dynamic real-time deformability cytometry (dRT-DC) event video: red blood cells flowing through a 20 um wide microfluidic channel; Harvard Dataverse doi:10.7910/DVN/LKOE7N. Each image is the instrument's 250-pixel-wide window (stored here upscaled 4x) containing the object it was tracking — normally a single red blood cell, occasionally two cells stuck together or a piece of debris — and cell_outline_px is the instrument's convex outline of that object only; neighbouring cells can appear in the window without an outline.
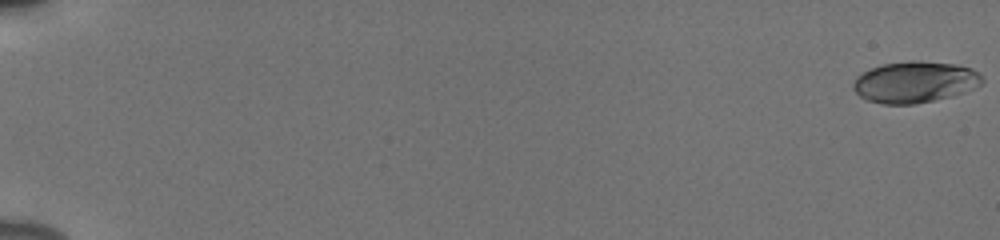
{"species": "human", "species_latin": "Homo sapiens", "temperature_condition": "cold", "stored_images_in_passage": 56, "camera_frame_rate_fps": 3000, "um_per_image_px": 0.085, "donor": {"sex": "male"}, "frame": {"image": 1, "passage_image": 1, "time_ms": 0.0, "image_size_px": [1000, 240], "cell_outline_px": [[984, 80], [980, 84], [964, 92], [952, 96], [916, 104], [884, 104], [864, 100], [852, 88], [852, 84], [856, 76], [872, 68], [884, 64], [908, 60], [920, 60], [956, 64], [972, 68], [980, 72], [984, 76]], "centroid_in_image_um": [77.77, 6.96], "position_along_channel_um": 7.2, "area_um2": 31.39}}
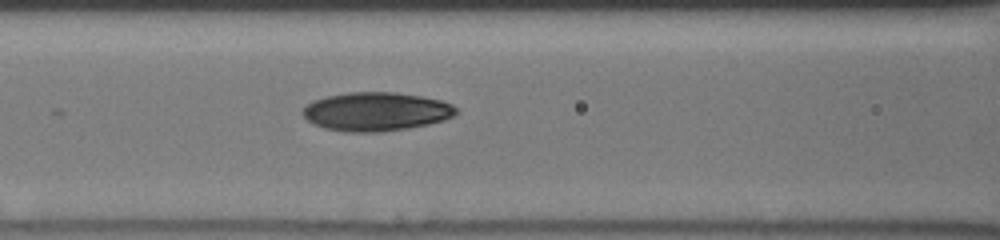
{"frame": {"image": 2, "passage_image": 27, "time_ms": 8.667, "image_size_px": [1000, 240], "cell_outline_px": [[460, 112], [456, 116], [444, 120], [428, 124], [408, 128], [380, 132], [344, 132], [324, 128], [312, 124], [300, 112], [312, 100], [328, 96], [348, 92], [396, 92], [420, 96], [440, 100], [452, 104]], "centroid_in_image_um": [31.98, 9.49], "position_along_channel_um": 134.6, "area_um2": 34.85}}
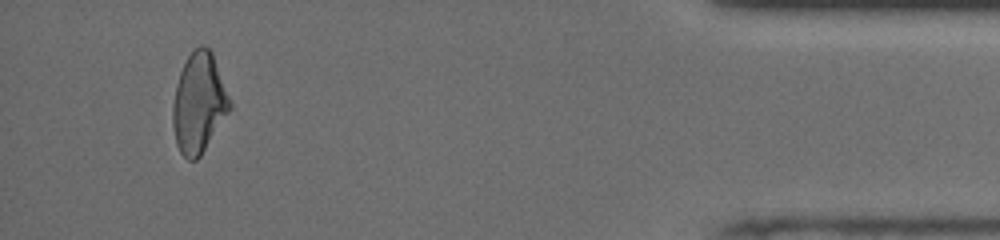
{"frame": {"image": 3, "passage_image": 53, "time_ms": 17.333, "image_size_px": [1000, 240], "cell_outline_px": [[232, 108], [200, 156], [196, 160], [188, 160], [180, 152], [176, 144], [172, 124], [172, 104], [176, 84], [180, 72], [188, 56], [200, 44], [208, 48], [212, 52], [232, 100]], "centroid_in_image_um": [16.91, 8.76], "position_along_channel_um": 418.3, "area_um2": 33.41}, "authors_computed_cell_mechanics": {"area_um2": 32.8882, "velocity_mm_per_s": 3.8946, "shape_relaxation_time_tau1_ms": 6.8715, "shape_relaxation_time_tau2_ms": 2.4787, "deformation_change_tau1": 0.1907, "deformation_change_tau2": 0.0794}}